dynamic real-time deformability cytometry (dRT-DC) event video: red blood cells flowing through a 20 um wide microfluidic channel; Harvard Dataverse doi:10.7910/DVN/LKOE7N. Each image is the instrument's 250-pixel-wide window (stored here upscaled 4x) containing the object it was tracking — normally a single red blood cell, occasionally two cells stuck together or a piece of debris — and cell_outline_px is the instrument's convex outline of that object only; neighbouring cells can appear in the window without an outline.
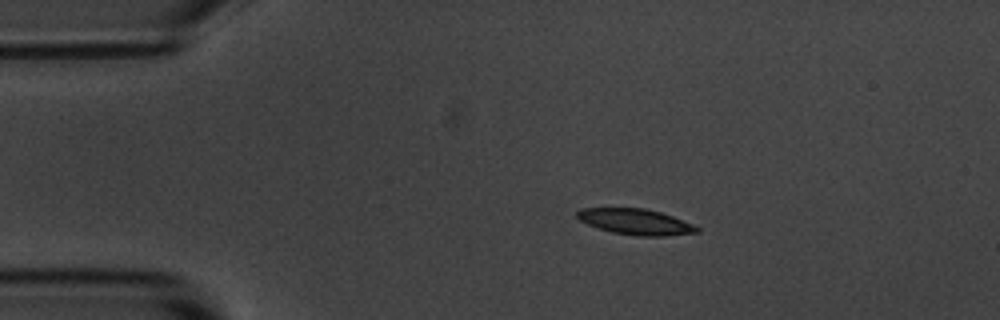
{"species": "common noctule bat (a hibernating species)", "species_latin": "Nyctalus noctula", "temperature_condition": "room temperature", "stored_images_in_passage": 6, "camera_frame_rate_fps": 3000, "um_per_image_px": 0.085, "animal": {"sex": "male", "body_mass_g": 20.1, "forearm_length_mm": 53.5}, "frame": {"image": 1, "passage_image": 2, "time_ms": 1.333, "image_size_px": [1000, 320], "cell_outline_px": [[700, 232], [664, 236], [636, 236], [612, 232], [588, 224], [580, 220], [576, 216], [576, 212], [580, 208], [644, 208], [660, 212], [672, 216], [692, 224], [700, 228]], "centroid_in_image_um": [54.03, 18.85], "position_along_channel_um": 31.0, "area_um2": 17.92}}
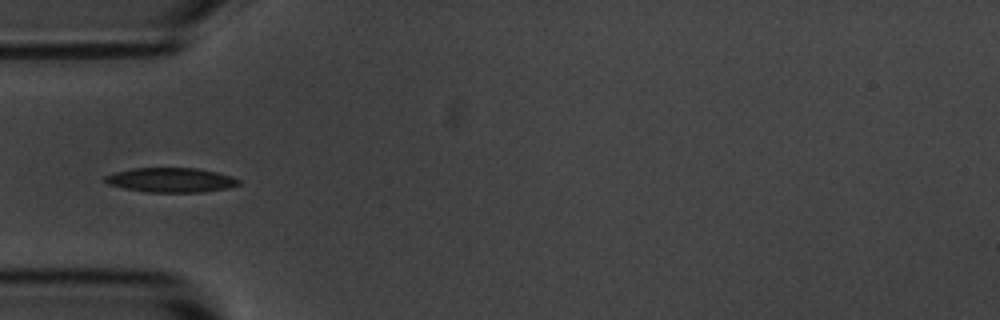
{"frame": {"image": 2, "passage_image": 4, "time_ms": 3.667, "image_size_px": [1000, 320], "cell_outline_px": [[240, 184], [228, 188], [204, 192], [148, 192], [124, 188], [108, 184], [104, 180], [104, 176], [116, 172], [132, 168], [200, 168], [232, 176], [240, 180]], "centroid_in_image_um": [14.55, 15.3], "position_along_channel_um": 70.4, "area_um2": 19.13}}
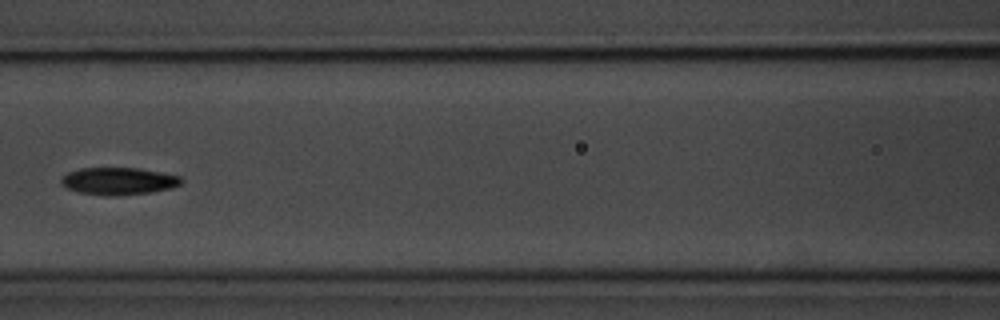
{"frame": {"image": 3, "passage_image": 6, "time_ms": 6.0, "image_size_px": [1000, 320], "cell_outline_px": [[184, 180], [180, 184], [172, 188], [152, 192], [116, 196], [104, 196], [80, 192], [64, 188], [60, 184], [60, 180], [68, 172], [80, 168], [136, 168], [160, 172], [180, 176]], "centroid_in_image_um": [10.06, 15.4], "position_along_channel_um": 156.5, "area_um2": 19.25}}